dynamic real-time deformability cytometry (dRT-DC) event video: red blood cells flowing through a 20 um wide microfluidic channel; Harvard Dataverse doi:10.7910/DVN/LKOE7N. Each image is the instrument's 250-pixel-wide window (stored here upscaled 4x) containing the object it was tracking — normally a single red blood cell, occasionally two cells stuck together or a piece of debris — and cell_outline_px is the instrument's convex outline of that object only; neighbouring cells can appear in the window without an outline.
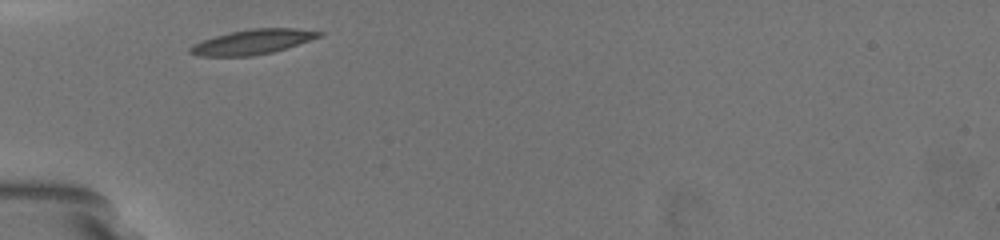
{"species": "common noctule bat (a hibernating species)", "species_latin": "Nyctalus noctula", "temperature_condition": "warm", "stored_images_in_passage": 20, "camera_frame_rate_fps": 3000, "um_per_image_px": 0.085, "animal": {"sex": "female", "body_mass_g": 19.5, "forearm_length_mm": 54.1}, "frame": {"image": 1, "passage_image": 1, "time_ms": 0.0, "image_size_px": [1000, 240], "cell_outline_px": [[324, 32], [320, 36], [272, 52], [248, 56], [204, 56], [188, 52], [188, 48], [204, 40], [228, 32], [252, 28], [296, 28]], "centroid_in_image_um": [21.45, 3.55], "position_along_channel_um": 63.5, "area_um2": 18.15}}
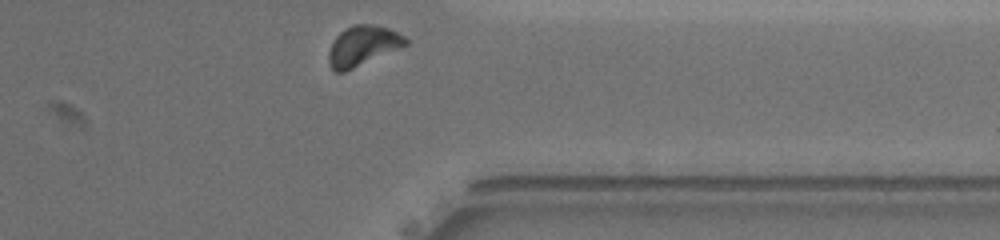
{"frame": {"image": 2, "passage_image": 20, "time_ms": 9.0, "image_size_px": [1000, 240], "cell_outline_px": [[408, 44], [400, 48], [344, 72], [336, 72], [332, 68], [328, 60], [328, 52], [336, 36], [344, 28], [352, 24], [372, 24], [388, 28], [404, 36], [408, 40]], "centroid_in_image_um": [30.82, 3.88], "position_along_channel_um": 380.6, "area_um2": 17.8}, "authors_computed_cell_mechanics": {"area_um2": 17.8024, "velocity_mm_per_s": 3.6183, "shape_relaxation_time_tau1_ms": 4.6516, "shape_relaxation_time_tau2_ms": null, "deformation_change_tau1": 0.1081, "deformation_change_tau2": null}}